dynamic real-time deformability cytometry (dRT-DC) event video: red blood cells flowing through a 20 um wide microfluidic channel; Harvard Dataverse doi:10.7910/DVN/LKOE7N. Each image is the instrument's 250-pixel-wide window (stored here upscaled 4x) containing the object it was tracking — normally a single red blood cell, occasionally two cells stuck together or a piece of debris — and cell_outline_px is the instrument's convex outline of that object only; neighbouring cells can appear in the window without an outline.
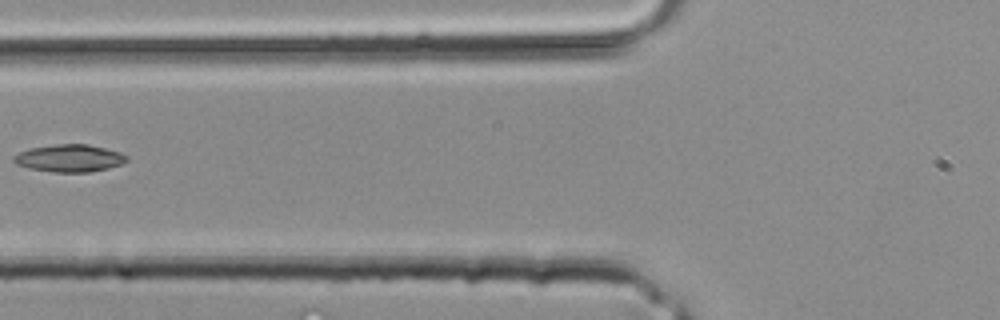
{"species": "common noctule bat (a hibernating species)", "species_latin": "Nyctalus noctula", "temperature_condition": "room temperature", "stored_images_in_passage": 2, "camera_frame_rate_fps": 3000, "um_per_image_px": 0.085, "animal": {"sex": "male", "body_mass_g": 20.4}, "frame": {"image": 1, "passage_image": 2, "time_ms": 0.333, "image_size_px": [1000, 320], "cell_outline_px": [[128, 160], [120, 164], [108, 168], [88, 172], [52, 172], [28, 168], [16, 164], [12, 160], [12, 156], [20, 152], [32, 148], [56, 144], [88, 144], [120, 152], [128, 156]], "centroid_in_image_um": [5.89, 13.45], "position_along_channel_um": 119.9, "area_um2": 17.98}}